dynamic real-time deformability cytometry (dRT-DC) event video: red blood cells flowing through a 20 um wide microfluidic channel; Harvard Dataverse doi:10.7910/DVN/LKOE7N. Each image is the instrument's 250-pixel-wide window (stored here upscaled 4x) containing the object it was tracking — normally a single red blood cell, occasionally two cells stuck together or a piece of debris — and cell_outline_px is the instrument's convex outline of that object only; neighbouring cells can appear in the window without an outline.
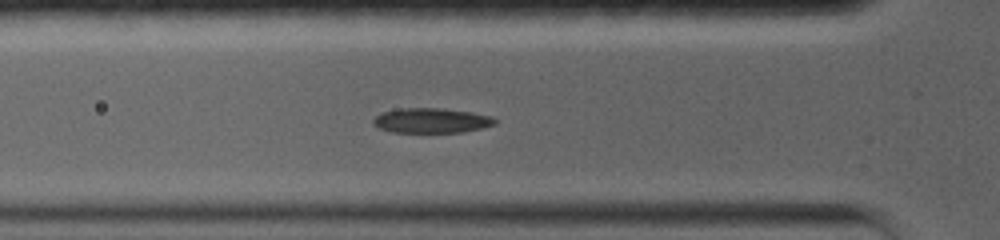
{"species": "common noctule bat (a hibernating species)", "species_latin": "Nyctalus noctula", "temperature_condition": "warm", "stored_images_in_passage": 40, "camera_frame_rate_fps": 5000, "um_per_image_px": 0.085, "animal": {"sex": "female", "body_mass_g": 19.0, "forearm_length_mm": 56.7}, "frame": {"image": 1, "passage_image": 2, "time_ms": 0.2, "image_size_px": [1000, 240], "cell_outline_px": [[496, 124], [484, 128], [464, 132], [392, 132], [380, 128], [372, 124], [372, 120], [376, 116], [384, 112], [400, 108], [440, 108], [472, 112], [492, 116], [496, 120]], "centroid_in_image_um": [36.7, 10.25], "position_along_channel_um": 89.1, "area_um2": 17.69}}
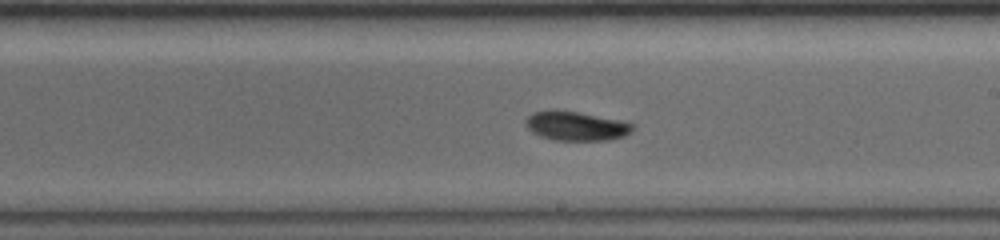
{"frame": {"image": 2, "passage_image": 11, "time_ms": 2.0, "image_size_px": [1000, 240], "cell_outline_px": [[632, 128], [624, 136], [608, 140], [556, 140], [540, 136], [532, 132], [528, 128], [528, 116], [532, 112], [552, 108], [576, 112], [616, 120], [632, 124]], "centroid_in_image_um": [48.89, 10.7], "position_along_channel_um": 240.1, "area_um2": 17.74}}
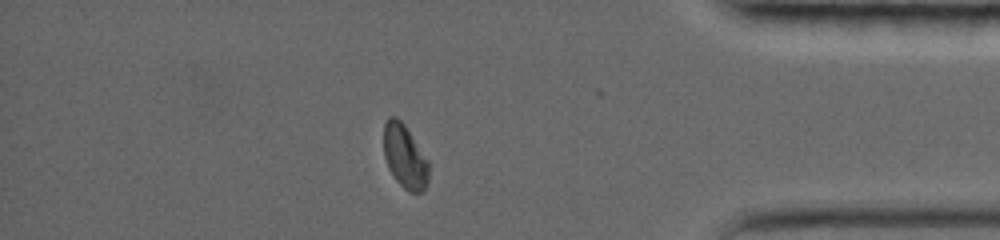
{"frame": {"image": 3, "passage_image": 29, "time_ms": 5.6, "image_size_px": [1000, 240], "cell_outline_px": [[428, 180], [424, 188], [420, 192], [412, 192], [404, 188], [396, 180], [388, 164], [384, 152], [384, 124], [392, 116], [400, 120], [408, 132], [428, 164]], "centroid_in_image_um": [34.38, 13.33], "position_along_channel_um": 400.8, "area_um2": 15.61}}